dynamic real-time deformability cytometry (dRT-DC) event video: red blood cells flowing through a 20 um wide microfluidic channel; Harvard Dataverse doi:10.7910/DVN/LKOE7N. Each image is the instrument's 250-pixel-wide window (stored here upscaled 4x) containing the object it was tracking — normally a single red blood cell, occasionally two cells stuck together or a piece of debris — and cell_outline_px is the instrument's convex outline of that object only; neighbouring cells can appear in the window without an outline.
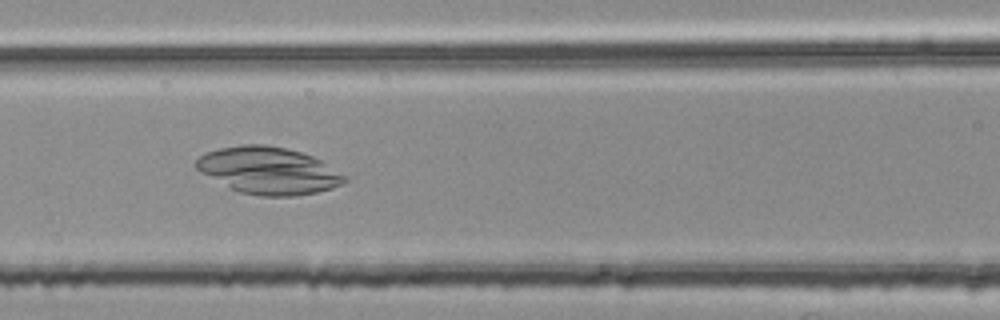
{"species": "common noctule bat (a hibernating species)", "species_latin": "Nyctalus noctula", "temperature_condition": "room temperature", "stored_images_in_passage": 53, "camera_frame_rate_fps": 3000, "um_per_image_px": 0.085, "animal": {"sex": "female", "body_mass_g": 25.1}, "frame": {"image": 1, "passage_image": 24, "time_ms": 7.667, "image_size_px": [1000, 320], "cell_outline_px": [[348, 180], [344, 184], [332, 188], [316, 192], [296, 196], [260, 196], [240, 192], [200, 172], [196, 168], [196, 160], [204, 152], [220, 148], [244, 144], [268, 144], [300, 152], [312, 156], [320, 160], [348, 176]], "centroid_in_image_um": [22.86, 14.49], "position_along_channel_um": 143.7, "area_um2": 40.58}}
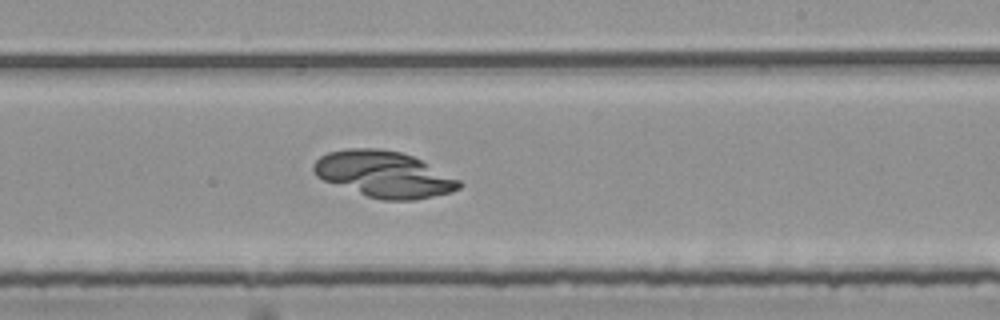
{"frame": {"image": 2, "passage_image": 33, "time_ms": 10.667, "image_size_px": [1000, 320], "cell_outline_px": [[464, 184], [460, 188], [452, 192], [412, 200], [380, 200], [368, 196], [324, 180], [316, 176], [312, 172], [312, 164], [320, 156], [328, 152], [348, 148], [380, 148], [400, 152], [412, 156], [460, 180]], "centroid_in_image_um": [32.62, 14.8], "position_along_channel_um": 256.4, "area_um2": 38.9}}
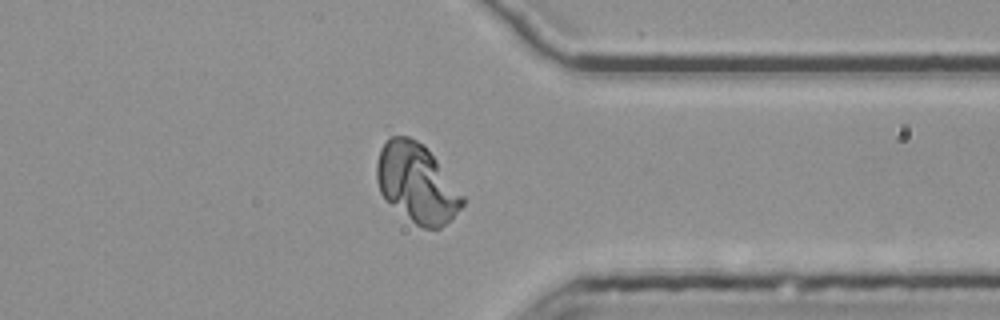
{"frame": {"image": 3, "passage_image": 43, "time_ms": 14.0, "image_size_px": [1000, 320], "cell_outline_px": [[464, 204], [452, 220], [440, 228], [424, 228], [416, 224], [384, 200], [380, 192], [376, 180], [376, 164], [380, 148], [388, 136], [408, 136], [416, 140], [436, 160], [464, 196]], "centroid_in_image_um": [35.4, 15.59], "position_along_channel_um": 376.0, "area_um2": 39.25}}